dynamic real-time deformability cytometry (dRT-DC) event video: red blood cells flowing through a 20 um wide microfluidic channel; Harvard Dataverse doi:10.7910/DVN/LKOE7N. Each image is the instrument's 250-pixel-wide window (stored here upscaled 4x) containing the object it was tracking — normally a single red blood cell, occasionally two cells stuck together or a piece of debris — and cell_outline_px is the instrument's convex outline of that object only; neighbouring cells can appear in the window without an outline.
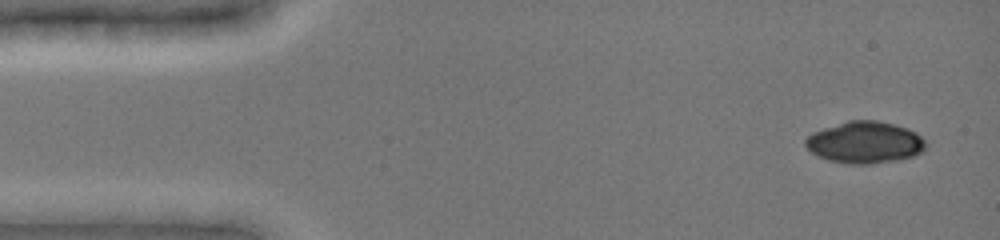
{"species": "common noctule bat (a hibernating species)", "species_latin": "Nyctalus noctula", "temperature_condition": "cold", "stored_images_in_passage": 48, "camera_frame_rate_fps": 3000, "um_per_image_px": 0.085, "animal": {"sex": "female", "body_mass_g": 19.0, "forearm_length_mm": 51.5}, "frame": {"image": 1, "passage_image": 3, "time_ms": 0.667, "image_size_px": [1000, 240], "cell_outline_px": [[928, 144], [924, 152], [912, 156], [896, 160], [872, 164], [848, 164], [828, 160], [816, 156], [804, 144], [804, 140], [812, 132], [848, 120], [876, 120], [892, 124], [916, 132]], "centroid_in_image_um": [73.51, 12.11], "position_along_channel_um": 11.5, "area_um2": 29.36}}
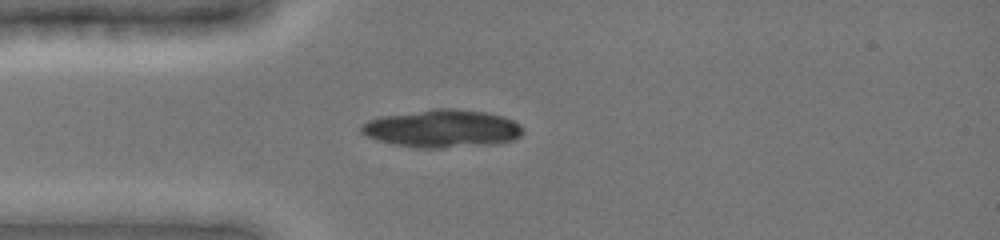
{"frame": {"image": 2, "passage_image": 13, "time_ms": 4.0, "image_size_px": [1000, 240], "cell_outline_px": [[524, 132], [520, 136], [512, 140], [496, 144], [444, 148], [420, 148], [392, 144], [376, 140], [360, 132], [360, 124], [368, 120], [380, 116], [432, 108], [452, 108], [488, 112], [504, 116], [520, 124], [524, 128]], "centroid_in_image_um": [37.59, 10.92], "position_along_channel_um": 47.4, "area_um2": 36.18}}